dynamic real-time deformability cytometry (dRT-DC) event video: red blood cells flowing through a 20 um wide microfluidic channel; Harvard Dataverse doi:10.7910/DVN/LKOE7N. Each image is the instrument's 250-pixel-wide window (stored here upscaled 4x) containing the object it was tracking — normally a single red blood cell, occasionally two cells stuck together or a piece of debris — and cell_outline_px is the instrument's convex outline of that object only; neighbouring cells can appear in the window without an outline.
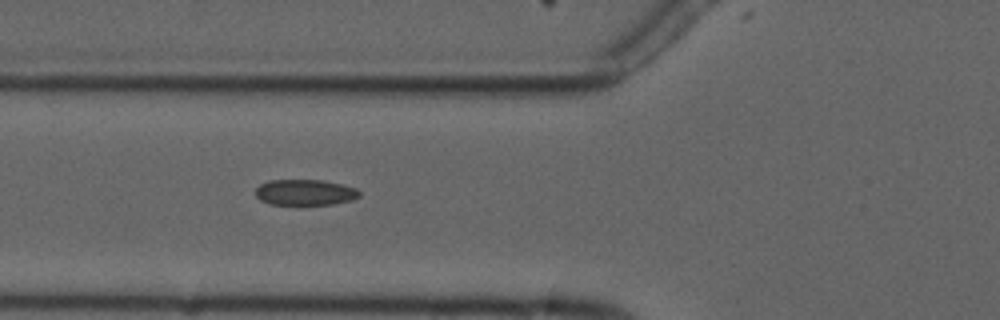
{"species": "common noctule bat (a hibernating species)", "species_latin": "Nyctalus noctula", "temperature_condition": "cold", "stored_images_in_passage": 5, "camera_frame_rate_fps": 3000, "um_per_image_px": 0.085, "animal": {"sex": "male", "forearm_length_mm": 52.5}, "frame": {"image": 1, "passage_image": 5, "time_ms": 4.667, "image_size_px": [1000, 320], "cell_outline_px": [[360, 196], [352, 200], [332, 204], [268, 204], [260, 200], [256, 196], [256, 188], [260, 184], [268, 180], [324, 180], [356, 188], [360, 192]], "centroid_in_image_um": [25.91, 16.34], "position_along_channel_um": 99.9, "area_um2": 15.61}}